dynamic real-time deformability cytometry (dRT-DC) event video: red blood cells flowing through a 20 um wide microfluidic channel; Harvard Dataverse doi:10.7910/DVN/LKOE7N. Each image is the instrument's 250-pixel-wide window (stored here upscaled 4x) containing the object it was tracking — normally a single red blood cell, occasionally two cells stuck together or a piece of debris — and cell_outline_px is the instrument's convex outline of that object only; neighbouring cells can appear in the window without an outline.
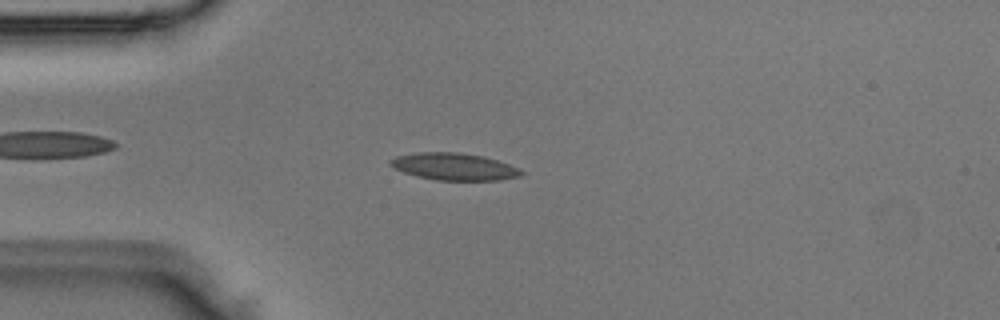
{"species": "Egyptian fruit bat (a non-hibernating species)", "species_latin": "Rousettus aegyptiacus", "temperature_condition": "room temperature", "stored_images_in_passage": 4, "camera_frame_rate_fps": 3000, "um_per_image_px": 0.085, "animal": {"sex": "male"}, "frame": {"image": 1, "passage_image": 3, "time_ms": 0.667, "image_size_px": [1000, 320], "cell_outline_px": [[524, 172], [520, 176], [500, 180], [436, 180], [404, 172], [388, 164], [388, 160], [396, 156], [416, 152], [460, 152], [484, 156], [508, 164]], "centroid_in_image_um": [38.57, 14.15], "position_along_channel_um": 46.4, "area_um2": 20.52}}